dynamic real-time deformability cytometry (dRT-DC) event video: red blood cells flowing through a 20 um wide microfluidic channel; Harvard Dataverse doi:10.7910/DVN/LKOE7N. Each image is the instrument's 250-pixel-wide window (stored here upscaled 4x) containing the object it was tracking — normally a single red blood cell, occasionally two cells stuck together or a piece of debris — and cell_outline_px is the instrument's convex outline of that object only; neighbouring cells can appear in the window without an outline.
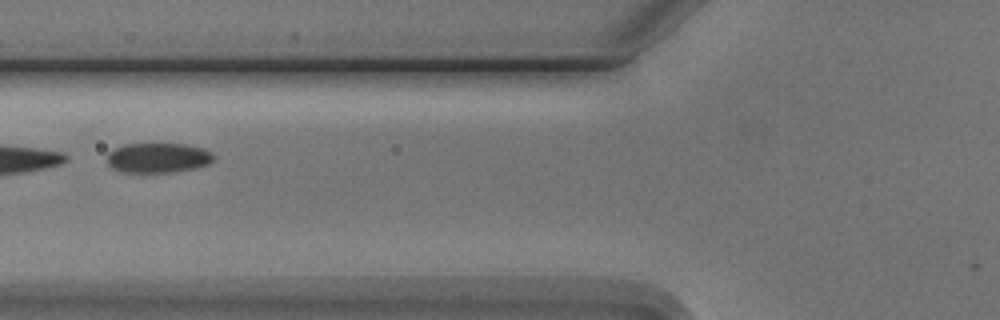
{"species": "Egyptian fruit bat (a non-hibernating species)", "species_latin": "Rousettus aegyptiacus", "temperature_condition": "cold", "stored_images_in_passage": 9, "segment_of_instrument_passage": [2, 2], "camera_frame_rate_fps": 3000, "um_per_image_px": 0.085, "animal": {"sex": "male"}, "frame": {"image": 1, "passage_image": 6, "time_ms": 7.0, "image_size_px": [1000, 320], "cell_outline_px": [[216, 156], [208, 164], [196, 168], [172, 172], [120, 172], [112, 168], [108, 164], [108, 152], [124, 144], [188, 144], [204, 148], [212, 152]], "centroid_in_image_um": [13.46, 13.41], "position_along_channel_um": 112.3, "area_um2": 18.67}}
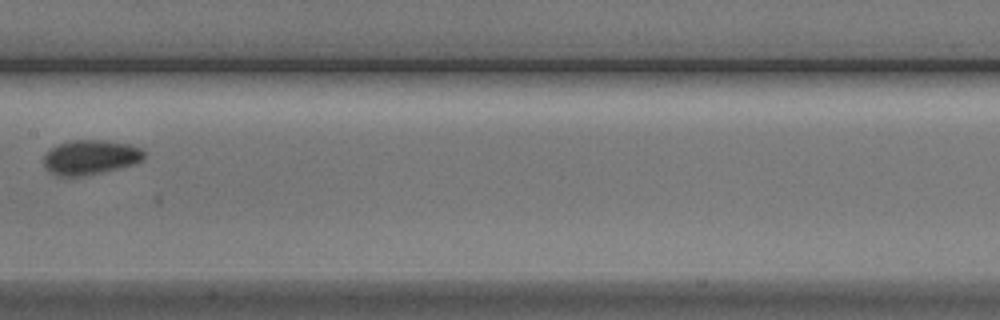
{"frame": {"image": 2, "passage_image": 8, "time_ms": 9.333, "image_size_px": [1000, 320], "cell_outline_px": [[144, 156], [140, 160], [132, 164], [100, 172], [80, 176], [60, 176], [44, 168], [44, 156], [56, 144], [68, 140], [108, 140], [132, 144], [140, 148], [144, 152]], "centroid_in_image_um": [7.66, 13.34], "position_along_channel_um": 199.7, "area_um2": 20.06}}
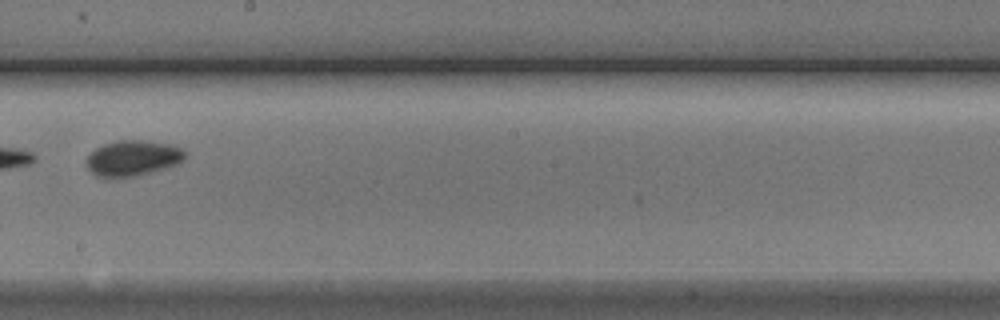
{"frame": {"image": 3, "passage_image": 9, "time_ms": 10.333, "image_size_px": [1000, 320], "cell_outline_px": [[188, 156], [180, 164], [168, 168], [132, 176], [96, 176], [88, 168], [88, 156], [96, 148], [104, 144], [116, 140], [140, 140], [172, 144], [184, 148], [188, 152]], "centroid_in_image_um": [11.41, 13.41], "position_along_channel_um": 236.8, "area_um2": 20.46}}